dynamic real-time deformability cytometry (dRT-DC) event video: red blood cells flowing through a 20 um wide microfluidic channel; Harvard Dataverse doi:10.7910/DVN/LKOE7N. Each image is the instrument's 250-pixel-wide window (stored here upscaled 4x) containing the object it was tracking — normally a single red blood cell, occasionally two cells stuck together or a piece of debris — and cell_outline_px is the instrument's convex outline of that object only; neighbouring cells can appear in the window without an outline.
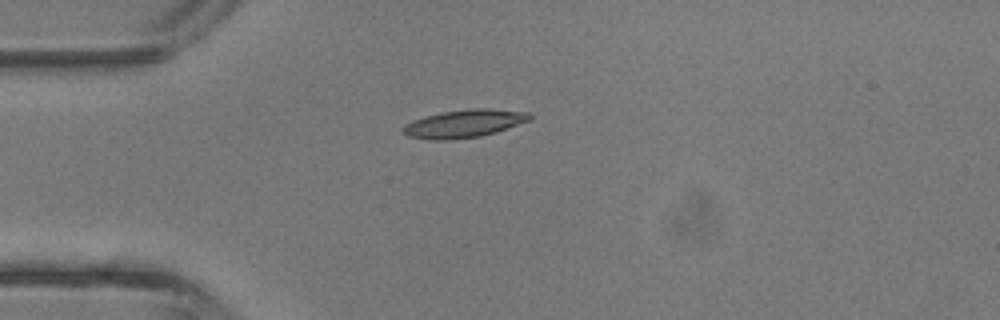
{"species": "common noctule bat (a hibernating species)", "species_latin": "Nyctalus noctula", "temperature_condition": "room temperature", "stored_images_in_passage": 2, "camera_frame_rate_fps": 3000, "um_per_image_px": 0.085, "animal": {"sex": "male", "body_mass_g": 13.3}, "frame": {"image": 1, "passage_image": 2, "time_ms": 0.333, "image_size_px": [1000, 320], "cell_outline_px": [[532, 116], [528, 120], [496, 132], [480, 136], [448, 140], [432, 140], [408, 136], [400, 132], [400, 128], [404, 124], [412, 120], [424, 116], [440, 112], [472, 108], [488, 108], [528, 112]], "centroid_in_image_um": [39.36, 10.5], "position_along_channel_um": 45.6, "area_um2": 20.69}}